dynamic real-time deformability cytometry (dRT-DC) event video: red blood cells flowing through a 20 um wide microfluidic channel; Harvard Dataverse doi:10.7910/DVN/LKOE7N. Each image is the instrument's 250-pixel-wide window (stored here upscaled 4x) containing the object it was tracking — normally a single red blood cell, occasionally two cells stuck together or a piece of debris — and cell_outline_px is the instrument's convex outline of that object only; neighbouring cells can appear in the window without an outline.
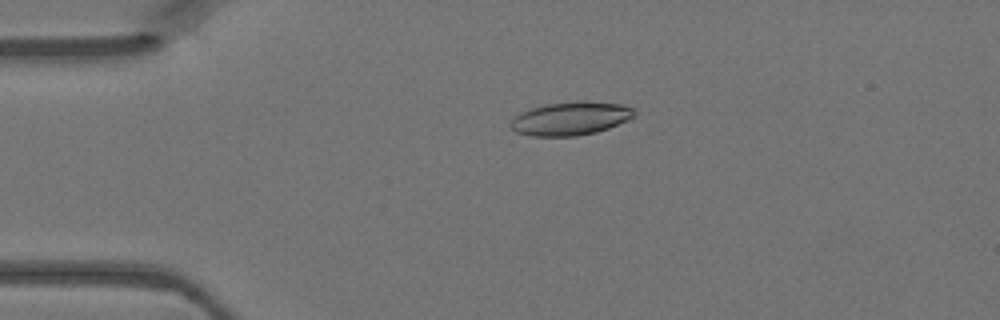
{"species": "Egyptian fruit bat (a non-hibernating species)", "species_latin": "Rousettus aegyptiacus", "temperature_condition": "warm", "stored_images_in_passage": 47, "camera_frame_rate_fps": 3000, "um_per_image_px": 0.085, "animal": {"sex": "female"}, "frame": {"image": 1, "passage_image": 10, "time_ms": 3.0, "image_size_px": [1000, 320], "cell_outline_px": [[636, 116], [628, 120], [608, 128], [596, 132], [576, 136], [532, 136], [516, 132], [508, 124], [512, 116], [520, 112], [544, 104], [624, 104], [632, 108], [636, 112]], "centroid_in_image_um": [48.43, 10.12], "position_along_channel_um": 36.6, "area_um2": 23.29}}
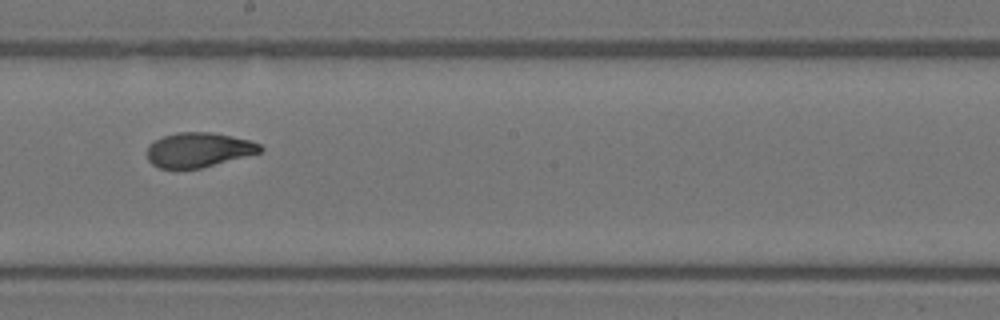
{"frame": {"image": 2, "passage_image": 26, "time_ms": 8.333, "image_size_px": [1000, 320], "cell_outline_px": [[264, 148], [260, 152], [200, 168], [160, 168], [152, 164], [148, 160], [148, 144], [164, 136], [180, 132], [212, 132], [232, 136], [248, 140], [260, 144]], "centroid_in_image_um": [16.87, 12.73], "position_along_channel_um": 231.3, "area_um2": 22.48}}
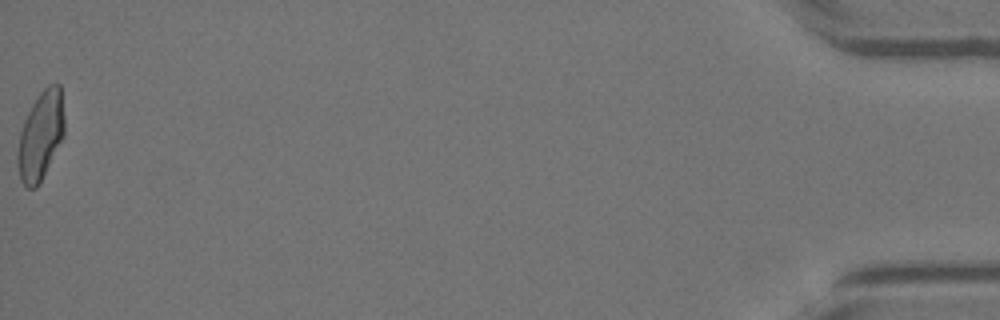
{"frame": {"image": 3, "passage_image": 47, "time_ms": 15.333, "image_size_px": [1000, 320], "cell_outline_px": [[64, 136], [36, 188], [28, 188], [20, 180], [16, 164], [16, 156], [20, 132], [24, 120], [32, 104], [40, 92], [48, 84], [60, 84], [64, 116]], "centroid_in_image_um": [3.44, 11.52], "position_along_channel_um": 431.8, "area_um2": 24.04}}